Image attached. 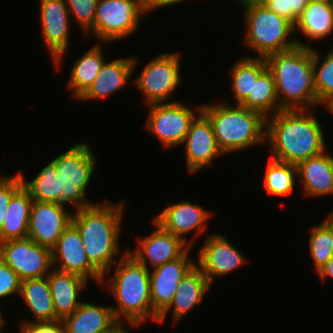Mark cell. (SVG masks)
<instances>
[{
    "label": "cell",
    "mask_w": 333,
    "mask_h": 333,
    "mask_svg": "<svg viewBox=\"0 0 333 333\" xmlns=\"http://www.w3.org/2000/svg\"><path fill=\"white\" fill-rule=\"evenodd\" d=\"M266 118L265 140L272 159L297 166L325 152L323 129L308 110H280Z\"/></svg>",
    "instance_id": "obj_1"
},
{
    "label": "cell",
    "mask_w": 333,
    "mask_h": 333,
    "mask_svg": "<svg viewBox=\"0 0 333 333\" xmlns=\"http://www.w3.org/2000/svg\"><path fill=\"white\" fill-rule=\"evenodd\" d=\"M123 202H103L76 209L71 222L77 227L90 264L103 276L111 271L120 252L119 234Z\"/></svg>",
    "instance_id": "obj_2"
},
{
    "label": "cell",
    "mask_w": 333,
    "mask_h": 333,
    "mask_svg": "<svg viewBox=\"0 0 333 333\" xmlns=\"http://www.w3.org/2000/svg\"><path fill=\"white\" fill-rule=\"evenodd\" d=\"M265 60L274 77L280 110L317 107L311 46L297 45L290 50L270 54Z\"/></svg>",
    "instance_id": "obj_3"
},
{
    "label": "cell",
    "mask_w": 333,
    "mask_h": 333,
    "mask_svg": "<svg viewBox=\"0 0 333 333\" xmlns=\"http://www.w3.org/2000/svg\"><path fill=\"white\" fill-rule=\"evenodd\" d=\"M114 265L117 268L109 280V286L118 302L117 307L112 306L115 319L120 324H125L123 319H120L122 315L132 326L141 325L149 316L158 322L159 315L151 304L149 268L139 263L127 251Z\"/></svg>",
    "instance_id": "obj_4"
},
{
    "label": "cell",
    "mask_w": 333,
    "mask_h": 333,
    "mask_svg": "<svg viewBox=\"0 0 333 333\" xmlns=\"http://www.w3.org/2000/svg\"><path fill=\"white\" fill-rule=\"evenodd\" d=\"M201 111L209 118L215 140L223 153L244 150L265 142L266 118L241 105H204Z\"/></svg>",
    "instance_id": "obj_5"
},
{
    "label": "cell",
    "mask_w": 333,
    "mask_h": 333,
    "mask_svg": "<svg viewBox=\"0 0 333 333\" xmlns=\"http://www.w3.org/2000/svg\"><path fill=\"white\" fill-rule=\"evenodd\" d=\"M247 26L246 45L258 53L259 57L290 50L298 46H308L299 40H288L294 25L287 19L267 9L264 5L244 8Z\"/></svg>",
    "instance_id": "obj_6"
},
{
    "label": "cell",
    "mask_w": 333,
    "mask_h": 333,
    "mask_svg": "<svg viewBox=\"0 0 333 333\" xmlns=\"http://www.w3.org/2000/svg\"><path fill=\"white\" fill-rule=\"evenodd\" d=\"M57 169L61 204L73 203L76 209L91 206L84 199L88 183L96 168V157L85 142L74 144L53 159Z\"/></svg>",
    "instance_id": "obj_7"
},
{
    "label": "cell",
    "mask_w": 333,
    "mask_h": 333,
    "mask_svg": "<svg viewBox=\"0 0 333 333\" xmlns=\"http://www.w3.org/2000/svg\"><path fill=\"white\" fill-rule=\"evenodd\" d=\"M146 12L143 0H98L90 31L106 43L123 39L137 31L141 15Z\"/></svg>",
    "instance_id": "obj_8"
},
{
    "label": "cell",
    "mask_w": 333,
    "mask_h": 333,
    "mask_svg": "<svg viewBox=\"0 0 333 333\" xmlns=\"http://www.w3.org/2000/svg\"><path fill=\"white\" fill-rule=\"evenodd\" d=\"M180 54L165 53L154 57L135 78L138 89L145 95L147 106L165 103L180 85Z\"/></svg>",
    "instance_id": "obj_9"
},
{
    "label": "cell",
    "mask_w": 333,
    "mask_h": 333,
    "mask_svg": "<svg viewBox=\"0 0 333 333\" xmlns=\"http://www.w3.org/2000/svg\"><path fill=\"white\" fill-rule=\"evenodd\" d=\"M0 258L21 280L46 277L51 271V249L30 238L0 242Z\"/></svg>",
    "instance_id": "obj_10"
},
{
    "label": "cell",
    "mask_w": 333,
    "mask_h": 333,
    "mask_svg": "<svg viewBox=\"0 0 333 333\" xmlns=\"http://www.w3.org/2000/svg\"><path fill=\"white\" fill-rule=\"evenodd\" d=\"M194 111L175 101L150 104L146 125L164 147L178 146L184 142L191 122L195 119Z\"/></svg>",
    "instance_id": "obj_11"
},
{
    "label": "cell",
    "mask_w": 333,
    "mask_h": 333,
    "mask_svg": "<svg viewBox=\"0 0 333 333\" xmlns=\"http://www.w3.org/2000/svg\"><path fill=\"white\" fill-rule=\"evenodd\" d=\"M55 270L76 274L88 281L89 276L102 285L103 276L90 264L77 227L71 222L51 249Z\"/></svg>",
    "instance_id": "obj_12"
},
{
    "label": "cell",
    "mask_w": 333,
    "mask_h": 333,
    "mask_svg": "<svg viewBox=\"0 0 333 333\" xmlns=\"http://www.w3.org/2000/svg\"><path fill=\"white\" fill-rule=\"evenodd\" d=\"M71 213L65 211L62 204L33 200L27 238L52 249L71 223Z\"/></svg>",
    "instance_id": "obj_13"
},
{
    "label": "cell",
    "mask_w": 333,
    "mask_h": 333,
    "mask_svg": "<svg viewBox=\"0 0 333 333\" xmlns=\"http://www.w3.org/2000/svg\"><path fill=\"white\" fill-rule=\"evenodd\" d=\"M190 247L177 259L154 267L149 272L151 304L160 315L172 302L177 287L196 264L189 258Z\"/></svg>",
    "instance_id": "obj_14"
},
{
    "label": "cell",
    "mask_w": 333,
    "mask_h": 333,
    "mask_svg": "<svg viewBox=\"0 0 333 333\" xmlns=\"http://www.w3.org/2000/svg\"><path fill=\"white\" fill-rule=\"evenodd\" d=\"M198 106V117L191 122L184 139L186 164L190 173L211 164L216 156L224 155L215 140L214 129L209 118Z\"/></svg>",
    "instance_id": "obj_15"
},
{
    "label": "cell",
    "mask_w": 333,
    "mask_h": 333,
    "mask_svg": "<svg viewBox=\"0 0 333 333\" xmlns=\"http://www.w3.org/2000/svg\"><path fill=\"white\" fill-rule=\"evenodd\" d=\"M196 266L212 284L215 276L231 273L246 263V257L233 246L227 238L220 234L207 237L198 254Z\"/></svg>",
    "instance_id": "obj_16"
},
{
    "label": "cell",
    "mask_w": 333,
    "mask_h": 333,
    "mask_svg": "<svg viewBox=\"0 0 333 333\" xmlns=\"http://www.w3.org/2000/svg\"><path fill=\"white\" fill-rule=\"evenodd\" d=\"M156 230L150 236L138 239V246L134 251L127 250L139 263L148 268V260L152 268L179 258L192 242H185L180 237L165 231L153 220Z\"/></svg>",
    "instance_id": "obj_17"
},
{
    "label": "cell",
    "mask_w": 333,
    "mask_h": 333,
    "mask_svg": "<svg viewBox=\"0 0 333 333\" xmlns=\"http://www.w3.org/2000/svg\"><path fill=\"white\" fill-rule=\"evenodd\" d=\"M44 42L59 68L69 44V10L65 0H40Z\"/></svg>",
    "instance_id": "obj_18"
},
{
    "label": "cell",
    "mask_w": 333,
    "mask_h": 333,
    "mask_svg": "<svg viewBox=\"0 0 333 333\" xmlns=\"http://www.w3.org/2000/svg\"><path fill=\"white\" fill-rule=\"evenodd\" d=\"M212 213L203 209L197 204L189 201H181L169 205L159 213L153 220L158 223L165 231L180 237L186 242V234L196 231L200 235L206 227V221ZM184 234V236H183Z\"/></svg>",
    "instance_id": "obj_19"
},
{
    "label": "cell",
    "mask_w": 333,
    "mask_h": 333,
    "mask_svg": "<svg viewBox=\"0 0 333 333\" xmlns=\"http://www.w3.org/2000/svg\"><path fill=\"white\" fill-rule=\"evenodd\" d=\"M66 333H111L120 323L112 306L82 302L79 308L63 319Z\"/></svg>",
    "instance_id": "obj_20"
},
{
    "label": "cell",
    "mask_w": 333,
    "mask_h": 333,
    "mask_svg": "<svg viewBox=\"0 0 333 333\" xmlns=\"http://www.w3.org/2000/svg\"><path fill=\"white\" fill-rule=\"evenodd\" d=\"M136 64L135 57L116 59L109 63L105 61L94 82L79 100L101 99L124 88Z\"/></svg>",
    "instance_id": "obj_21"
},
{
    "label": "cell",
    "mask_w": 333,
    "mask_h": 333,
    "mask_svg": "<svg viewBox=\"0 0 333 333\" xmlns=\"http://www.w3.org/2000/svg\"><path fill=\"white\" fill-rule=\"evenodd\" d=\"M47 280L56 317L63 320L79 308L82 302L78 301V294L86 287L88 281L76 274L55 269L47 275Z\"/></svg>",
    "instance_id": "obj_22"
},
{
    "label": "cell",
    "mask_w": 333,
    "mask_h": 333,
    "mask_svg": "<svg viewBox=\"0 0 333 333\" xmlns=\"http://www.w3.org/2000/svg\"><path fill=\"white\" fill-rule=\"evenodd\" d=\"M206 276L202 271L195 266L190 270L185 277L181 280L177 291L174 294L173 300L170 305L159 315L158 323H162L166 317V313L173 309V320L177 322L187 312L199 304L204 294L210 289Z\"/></svg>",
    "instance_id": "obj_23"
},
{
    "label": "cell",
    "mask_w": 333,
    "mask_h": 333,
    "mask_svg": "<svg viewBox=\"0 0 333 333\" xmlns=\"http://www.w3.org/2000/svg\"><path fill=\"white\" fill-rule=\"evenodd\" d=\"M296 167L297 178L302 179L306 195L333 194V157L326 151L306 159Z\"/></svg>",
    "instance_id": "obj_24"
},
{
    "label": "cell",
    "mask_w": 333,
    "mask_h": 333,
    "mask_svg": "<svg viewBox=\"0 0 333 333\" xmlns=\"http://www.w3.org/2000/svg\"><path fill=\"white\" fill-rule=\"evenodd\" d=\"M32 204V197L22 186L10 199L0 229V242L27 238Z\"/></svg>",
    "instance_id": "obj_25"
},
{
    "label": "cell",
    "mask_w": 333,
    "mask_h": 333,
    "mask_svg": "<svg viewBox=\"0 0 333 333\" xmlns=\"http://www.w3.org/2000/svg\"><path fill=\"white\" fill-rule=\"evenodd\" d=\"M20 296L36 317V321L33 322L58 320L47 276L22 280Z\"/></svg>",
    "instance_id": "obj_26"
},
{
    "label": "cell",
    "mask_w": 333,
    "mask_h": 333,
    "mask_svg": "<svg viewBox=\"0 0 333 333\" xmlns=\"http://www.w3.org/2000/svg\"><path fill=\"white\" fill-rule=\"evenodd\" d=\"M296 30L309 37V42L328 37L333 32V5L308 2L294 24Z\"/></svg>",
    "instance_id": "obj_27"
},
{
    "label": "cell",
    "mask_w": 333,
    "mask_h": 333,
    "mask_svg": "<svg viewBox=\"0 0 333 333\" xmlns=\"http://www.w3.org/2000/svg\"><path fill=\"white\" fill-rule=\"evenodd\" d=\"M104 62L99 43L93 45L75 62L68 82V88L74 91L73 97L79 99L89 89Z\"/></svg>",
    "instance_id": "obj_28"
},
{
    "label": "cell",
    "mask_w": 333,
    "mask_h": 333,
    "mask_svg": "<svg viewBox=\"0 0 333 333\" xmlns=\"http://www.w3.org/2000/svg\"><path fill=\"white\" fill-rule=\"evenodd\" d=\"M240 105L261 113L265 118L270 112L280 111L274 77L268 68L253 82L252 95H248Z\"/></svg>",
    "instance_id": "obj_29"
},
{
    "label": "cell",
    "mask_w": 333,
    "mask_h": 333,
    "mask_svg": "<svg viewBox=\"0 0 333 333\" xmlns=\"http://www.w3.org/2000/svg\"><path fill=\"white\" fill-rule=\"evenodd\" d=\"M267 68L264 57H243L231 69L232 93L240 105L248 95H252L253 82Z\"/></svg>",
    "instance_id": "obj_30"
},
{
    "label": "cell",
    "mask_w": 333,
    "mask_h": 333,
    "mask_svg": "<svg viewBox=\"0 0 333 333\" xmlns=\"http://www.w3.org/2000/svg\"><path fill=\"white\" fill-rule=\"evenodd\" d=\"M19 174L23 187L29 192L34 201L61 204V192H59L58 178H56L57 169L53 160L29 182H26L22 173L19 172Z\"/></svg>",
    "instance_id": "obj_31"
},
{
    "label": "cell",
    "mask_w": 333,
    "mask_h": 333,
    "mask_svg": "<svg viewBox=\"0 0 333 333\" xmlns=\"http://www.w3.org/2000/svg\"><path fill=\"white\" fill-rule=\"evenodd\" d=\"M264 175L266 191L273 196H287L293 191L297 178L295 165L270 158Z\"/></svg>",
    "instance_id": "obj_32"
},
{
    "label": "cell",
    "mask_w": 333,
    "mask_h": 333,
    "mask_svg": "<svg viewBox=\"0 0 333 333\" xmlns=\"http://www.w3.org/2000/svg\"><path fill=\"white\" fill-rule=\"evenodd\" d=\"M309 231L310 254L318 271L333 257V229L324 220Z\"/></svg>",
    "instance_id": "obj_33"
},
{
    "label": "cell",
    "mask_w": 333,
    "mask_h": 333,
    "mask_svg": "<svg viewBox=\"0 0 333 333\" xmlns=\"http://www.w3.org/2000/svg\"><path fill=\"white\" fill-rule=\"evenodd\" d=\"M319 57L317 50L313 48L314 85L317 104L321 105L325 99L333 95V48L327 52L322 63L319 62Z\"/></svg>",
    "instance_id": "obj_34"
},
{
    "label": "cell",
    "mask_w": 333,
    "mask_h": 333,
    "mask_svg": "<svg viewBox=\"0 0 333 333\" xmlns=\"http://www.w3.org/2000/svg\"><path fill=\"white\" fill-rule=\"evenodd\" d=\"M69 13L79 23L83 31L93 28L98 0H65Z\"/></svg>",
    "instance_id": "obj_35"
},
{
    "label": "cell",
    "mask_w": 333,
    "mask_h": 333,
    "mask_svg": "<svg viewBox=\"0 0 333 333\" xmlns=\"http://www.w3.org/2000/svg\"><path fill=\"white\" fill-rule=\"evenodd\" d=\"M308 4V0H267L263 5L293 25Z\"/></svg>",
    "instance_id": "obj_36"
},
{
    "label": "cell",
    "mask_w": 333,
    "mask_h": 333,
    "mask_svg": "<svg viewBox=\"0 0 333 333\" xmlns=\"http://www.w3.org/2000/svg\"><path fill=\"white\" fill-rule=\"evenodd\" d=\"M23 186L20 174L13 177H0V229L12 196Z\"/></svg>",
    "instance_id": "obj_37"
},
{
    "label": "cell",
    "mask_w": 333,
    "mask_h": 333,
    "mask_svg": "<svg viewBox=\"0 0 333 333\" xmlns=\"http://www.w3.org/2000/svg\"><path fill=\"white\" fill-rule=\"evenodd\" d=\"M21 282L19 276L0 258V299L20 294Z\"/></svg>",
    "instance_id": "obj_38"
},
{
    "label": "cell",
    "mask_w": 333,
    "mask_h": 333,
    "mask_svg": "<svg viewBox=\"0 0 333 333\" xmlns=\"http://www.w3.org/2000/svg\"><path fill=\"white\" fill-rule=\"evenodd\" d=\"M33 320L25 321L31 323L37 330V333H66V328L63 320L58 319L55 321L45 322H32Z\"/></svg>",
    "instance_id": "obj_39"
},
{
    "label": "cell",
    "mask_w": 333,
    "mask_h": 333,
    "mask_svg": "<svg viewBox=\"0 0 333 333\" xmlns=\"http://www.w3.org/2000/svg\"><path fill=\"white\" fill-rule=\"evenodd\" d=\"M184 0H143L145 10L152 11L155 8L174 5L175 3L182 2Z\"/></svg>",
    "instance_id": "obj_40"
},
{
    "label": "cell",
    "mask_w": 333,
    "mask_h": 333,
    "mask_svg": "<svg viewBox=\"0 0 333 333\" xmlns=\"http://www.w3.org/2000/svg\"><path fill=\"white\" fill-rule=\"evenodd\" d=\"M317 272L322 280H325L326 277L333 278V257Z\"/></svg>",
    "instance_id": "obj_41"
},
{
    "label": "cell",
    "mask_w": 333,
    "mask_h": 333,
    "mask_svg": "<svg viewBox=\"0 0 333 333\" xmlns=\"http://www.w3.org/2000/svg\"><path fill=\"white\" fill-rule=\"evenodd\" d=\"M267 0H238L243 6V8H247L252 5H263Z\"/></svg>",
    "instance_id": "obj_42"
},
{
    "label": "cell",
    "mask_w": 333,
    "mask_h": 333,
    "mask_svg": "<svg viewBox=\"0 0 333 333\" xmlns=\"http://www.w3.org/2000/svg\"><path fill=\"white\" fill-rule=\"evenodd\" d=\"M20 327V333H37L36 328L31 323L23 322Z\"/></svg>",
    "instance_id": "obj_43"
},
{
    "label": "cell",
    "mask_w": 333,
    "mask_h": 333,
    "mask_svg": "<svg viewBox=\"0 0 333 333\" xmlns=\"http://www.w3.org/2000/svg\"><path fill=\"white\" fill-rule=\"evenodd\" d=\"M325 103L324 105L326 106L327 110L330 111V113L333 114V95L329 96L327 99H325L322 104Z\"/></svg>",
    "instance_id": "obj_44"
},
{
    "label": "cell",
    "mask_w": 333,
    "mask_h": 333,
    "mask_svg": "<svg viewBox=\"0 0 333 333\" xmlns=\"http://www.w3.org/2000/svg\"><path fill=\"white\" fill-rule=\"evenodd\" d=\"M127 325L125 324H120L113 332L111 333H129V329L126 328Z\"/></svg>",
    "instance_id": "obj_45"
},
{
    "label": "cell",
    "mask_w": 333,
    "mask_h": 333,
    "mask_svg": "<svg viewBox=\"0 0 333 333\" xmlns=\"http://www.w3.org/2000/svg\"><path fill=\"white\" fill-rule=\"evenodd\" d=\"M325 221L333 229V211L329 213V216H327V219Z\"/></svg>",
    "instance_id": "obj_46"
},
{
    "label": "cell",
    "mask_w": 333,
    "mask_h": 333,
    "mask_svg": "<svg viewBox=\"0 0 333 333\" xmlns=\"http://www.w3.org/2000/svg\"><path fill=\"white\" fill-rule=\"evenodd\" d=\"M308 2H315V3H327L333 5V0H308Z\"/></svg>",
    "instance_id": "obj_47"
},
{
    "label": "cell",
    "mask_w": 333,
    "mask_h": 333,
    "mask_svg": "<svg viewBox=\"0 0 333 333\" xmlns=\"http://www.w3.org/2000/svg\"><path fill=\"white\" fill-rule=\"evenodd\" d=\"M3 323H4L3 315H2V311L0 310V332H1V329H2L1 327H2Z\"/></svg>",
    "instance_id": "obj_48"
}]
</instances>
